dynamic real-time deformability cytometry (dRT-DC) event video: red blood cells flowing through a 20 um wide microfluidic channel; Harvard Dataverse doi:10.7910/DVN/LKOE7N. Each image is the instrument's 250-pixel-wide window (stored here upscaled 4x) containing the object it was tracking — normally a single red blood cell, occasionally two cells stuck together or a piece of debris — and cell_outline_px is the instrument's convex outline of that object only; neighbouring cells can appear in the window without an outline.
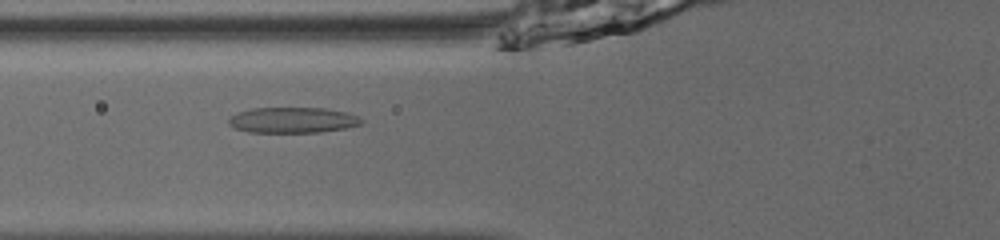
{"species": "common noctule bat (a hibernating species)", "species_latin": "Nyctalus noctula", "temperature_condition": "room temperature", "stored_images_in_passage": 33, "camera_frame_rate_fps": 3000, "um_per_image_px": 0.085, "animal": {"sex": "male", "body_mass_g": 13.0, "forearm_length_mm": 53.1}, "frame": {"image": 1, "passage_image": 5, "time_ms": 1.333, "image_size_px": [1000, 240], "cell_outline_px": [[364, 124], [344, 128], [320, 132], [248, 132], [236, 128], [228, 124], [228, 116], [236, 112], [252, 108], [324, 108], [344, 112], [356, 116], [364, 120]], "centroid_in_image_um": [24.84, 10.2], "position_along_channel_um": 101.0, "area_um2": 19.88}}
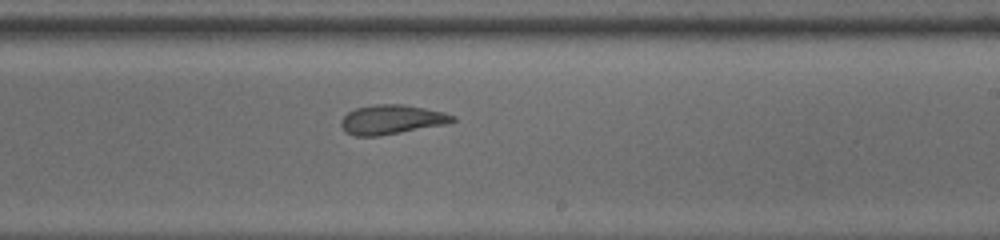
{"frame": {"image": 2, "passage_image": 17, "time_ms": 5.333, "image_size_px": [1000, 240], "cell_outline_px": [[456, 120], [448, 124], [380, 136], [356, 136], [344, 132], [340, 124], [340, 120], [348, 112], [356, 108], [376, 104], [404, 104], [444, 112], [456, 116]], "centroid_in_image_um": [33.29, 10.17], "position_along_channel_um": 255.7, "area_um2": 19.31}}
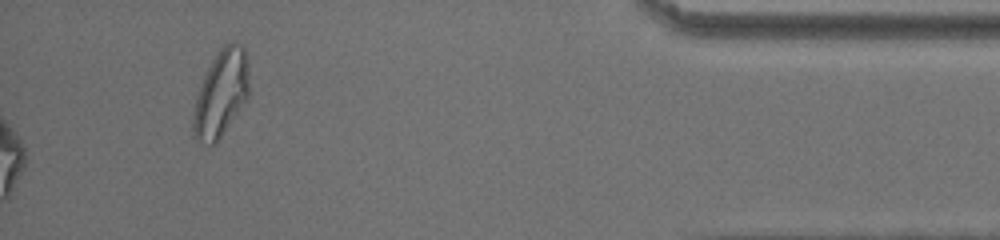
{"frame": {"image": 3, "passage_image": 33, "time_ms": 10.667, "image_size_px": [1000, 240], "cell_outline_px": [[248, 100], [220, 136], [212, 144], [208, 144], [196, 140], [192, 128], [192, 112], [196, 96], [204, 76], [212, 60], [220, 48], [224, 44], [232, 40], [244, 44], [248, 60]], "centroid_in_image_um": [18.8, 7.88], "position_along_channel_um": 416.4, "area_um2": 28.38}, "authors_computed_cell_mechanics": {"area_um2": 19.4208, "velocity_mm_per_s": 3.8591, "shape_relaxation_time_tau1_ms": 8.3633, "shape_relaxation_time_tau2_ms": 3.4106, "deformation_change_tau1": 0.2298, "deformation_change_tau2": 0.0707}}